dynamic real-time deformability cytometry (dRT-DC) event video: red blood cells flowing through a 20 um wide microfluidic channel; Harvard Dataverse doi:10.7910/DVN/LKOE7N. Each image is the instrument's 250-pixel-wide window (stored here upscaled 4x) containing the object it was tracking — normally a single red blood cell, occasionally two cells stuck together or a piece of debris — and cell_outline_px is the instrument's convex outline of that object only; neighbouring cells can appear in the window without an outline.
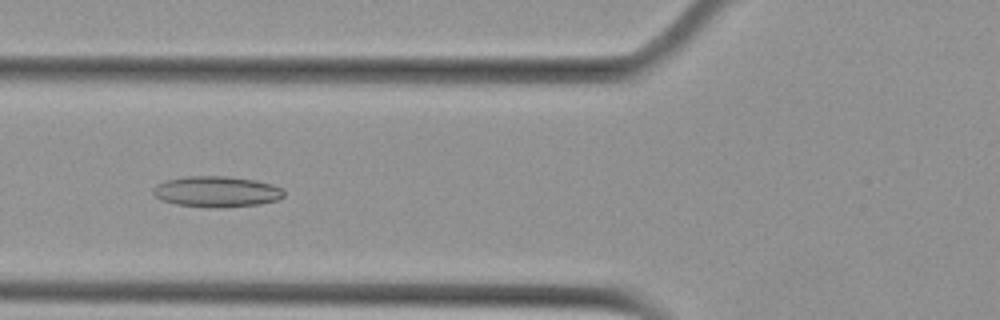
{"species": "Egyptian fruit bat (a non-hibernating species)", "species_latin": "Rousettus aegyptiacus", "temperature_condition": "cold", "stored_images_in_passage": 6, "camera_frame_rate_fps": 3000, "um_per_image_px": 0.085, "animal": {"sex": "female"}, "frame": {"image": 1, "passage_image": 5, "time_ms": 1.333, "image_size_px": [1000, 320], "cell_outline_px": [[284, 196], [276, 200], [260, 204], [220, 208], [204, 208], [176, 204], [164, 200], [156, 196], [152, 192], [152, 188], [156, 184], [164, 180], [184, 176], [224, 176], [252, 180], [272, 184], [280, 188], [284, 192]], "centroid_in_image_um": [18.36, 16.29], "position_along_channel_um": 107.4, "area_um2": 23.58}}
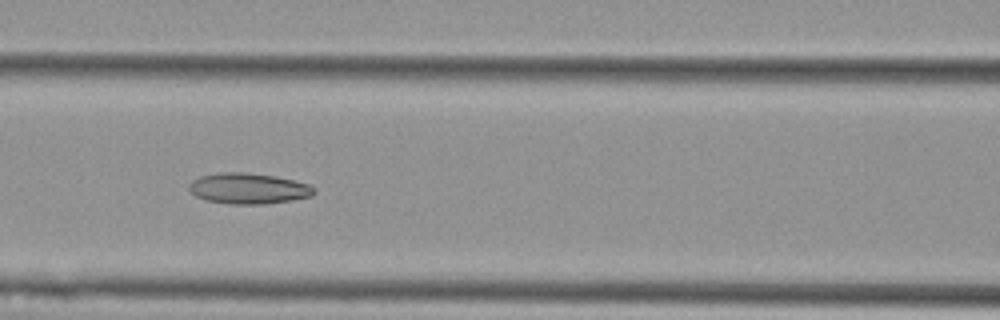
{"frame": {"image": 2, "passage_image": 6, "time_ms": 1.667, "image_size_px": [1000, 320], "cell_outline_px": [[316, 192], [312, 196], [292, 200], [264, 204], [232, 204], [204, 200], [196, 196], [188, 188], [188, 184], [192, 180], [200, 176], [220, 172], [248, 172], [276, 176], [308, 184], [316, 188]], "centroid_in_image_um": [21.11, 16.01], "position_along_channel_um": 145.5, "area_um2": 22.6}}